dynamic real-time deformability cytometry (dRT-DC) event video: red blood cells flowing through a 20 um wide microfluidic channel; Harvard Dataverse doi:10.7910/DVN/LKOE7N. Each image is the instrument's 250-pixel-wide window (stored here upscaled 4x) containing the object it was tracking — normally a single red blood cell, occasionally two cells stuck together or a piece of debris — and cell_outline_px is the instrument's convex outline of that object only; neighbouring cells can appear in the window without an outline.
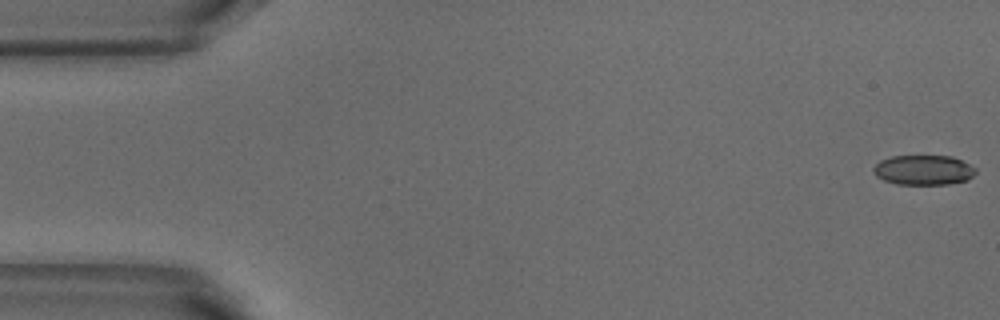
{"species": "common noctule bat (a hibernating species)", "species_latin": "Nyctalus noctula", "temperature_condition": "warm", "stored_images_in_passage": 4, "camera_frame_rate_fps": 3000, "um_per_image_px": 0.085, "animal": {"sex": "male", "body_mass_g": 18.8}, "frame": {"image": 1, "passage_image": 1, "time_ms": 0.0, "image_size_px": [1000, 320], "cell_outline_px": [[976, 172], [968, 180], [948, 184], [896, 184], [884, 180], [876, 176], [872, 172], [872, 168], [880, 160], [892, 156], [952, 156], [976, 168]], "centroid_in_image_um": [78.48, 14.45], "position_along_channel_um": 6.5, "area_um2": 17.8}}
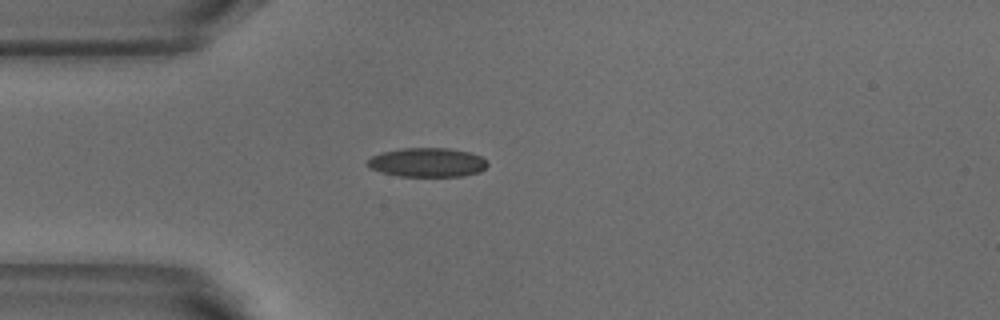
{"frame": {"image": 2, "passage_image": 4, "time_ms": 1.0, "image_size_px": [1000, 320], "cell_outline_px": [[488, 164], [480, 172], [464, 176], [400, 176], [380, 172], [368, 168], [368, 160], [372, 156], [380, 152], [400, 148], [448, 148], [468, 152], [480, 156], [488, 160]], "centroid_in_image_um": [36.31, 13.8], "position_along_channel_um": 48.7, "area_um2": 20.46}}